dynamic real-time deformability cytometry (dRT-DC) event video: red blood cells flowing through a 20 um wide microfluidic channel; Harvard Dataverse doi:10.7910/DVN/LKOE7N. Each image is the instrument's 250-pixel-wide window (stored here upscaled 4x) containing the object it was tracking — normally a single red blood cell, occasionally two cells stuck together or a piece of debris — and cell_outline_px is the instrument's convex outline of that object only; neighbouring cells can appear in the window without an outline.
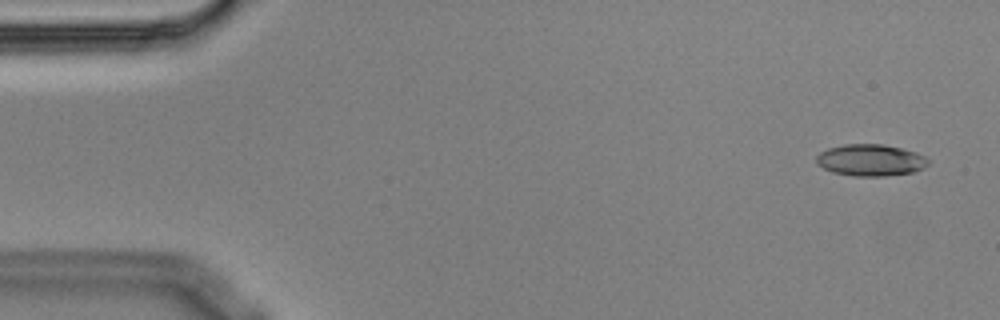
{"species": "Egyptian fruit bat (a non-hibernating species)", "species_latin": "Rousettus aegyptiacus", "temperature_condition": "cold", "stored_images_in_passage": 5, "camera_frame_rate_fps": 3000, "um_per_image_px": 0.085, "animal": {"sex": "male"}, "frame": {"image": 1, "passage_image": 1, "time_ms": 0.0, "image_size_px": [1000, 320], "cell_outline_px": [[928, 164], [924, 168], [912, 172], [884, 176], [852, 176], [832, 172], [816, 164], [816, 156], [820, 152], [828, 148], [844, 144], [884, 144], [916, 152], [924, 156], [928, 160]], "centroid_in_image_um": [73.97, 13.61], "position_along_channel_um": 11.0, "area_um2": 20.69}}
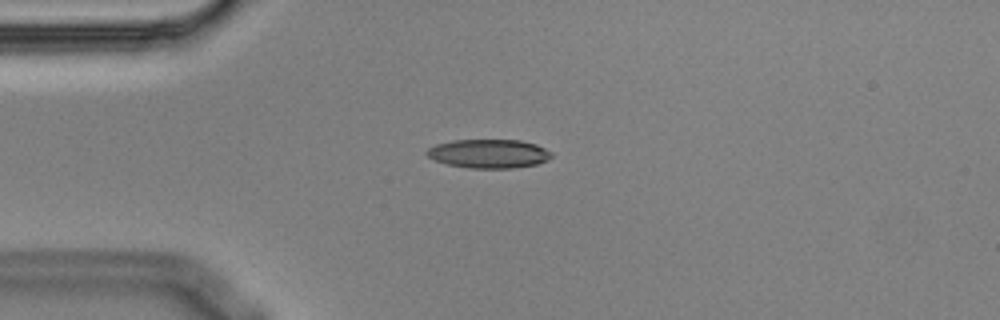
{"frame": {"image": 2, "passage_image": 4, "time_ms": 1.0, "image_size_px": [1000, 320], "cell_outline_px": [[552, 156], [548, 160], [536, 164], [512, 168], [468, 168], [448, 164], [436, 160], [428, 156], [424, 152], [428, 148], [436, 144], [452, 140], [520, 140], [536, 144], [552, 152]], "centroid_in_image_um": [41.55, 13.05], "position_along_channel_um": 43.5, "area_um2": 20.92}}